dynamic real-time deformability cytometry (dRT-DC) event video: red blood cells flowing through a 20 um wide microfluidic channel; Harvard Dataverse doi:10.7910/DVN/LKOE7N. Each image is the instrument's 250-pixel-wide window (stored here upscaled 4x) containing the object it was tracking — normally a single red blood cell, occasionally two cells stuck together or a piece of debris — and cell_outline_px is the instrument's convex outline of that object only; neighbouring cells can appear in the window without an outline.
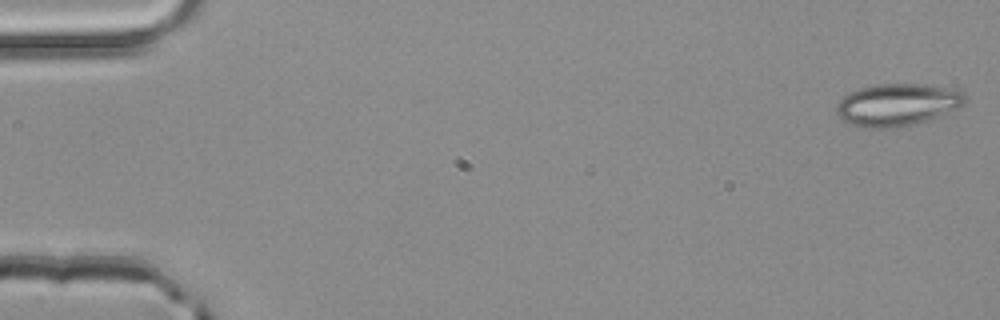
{"species": "common noctule bat (a hibernating species)", "species_latin": "Nyctalus noctula", "temperature_condition": "room temperature", "stored_images_in_passage": 28, "camera_frame_rate_fps": 3000, "um_per_image_px": 0.085, "animal": {"sex": "male", "body_mass_g": 20.4}, "frame": {"image": 1, "passage_image": 1, "time_ms": 0.0, "image_size_px": [1000, 320], "cell_outline_px": [[964, 104], [956, 108], [928, 120], [900, 128], [864, 128], [848, 124], [840, 120], [836, 112], [836, 108], [840, 100], [848, 92], [872, 84], [924, 84], [944, 88], [960, 92], [964, 96]], "centroid_in_image_um": [76.17, 8.92], "position_along_channel_um": 8.8, "area_um2": 31.62}}
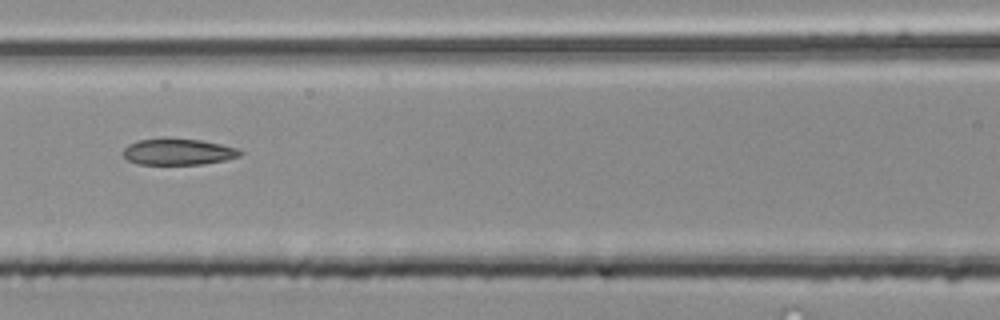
{"frame": {"image": 2, "passage_image": 23, "time_ms": 7.333, "image_size_px": [1000, 320], "cell_outline_px": [[244, 152], [240, 156], [224, 160], [200, 164], [136, 164], [128, 160], [124, 156], [124, 148], [128, 144], [140, 140], [164, 136], [168, 136], [200, 140], [240, 148]], "centroid_in_image_um": [15.14, 12.87], "position_along_channel_um": 151.5, "area_um2": 18.32}}
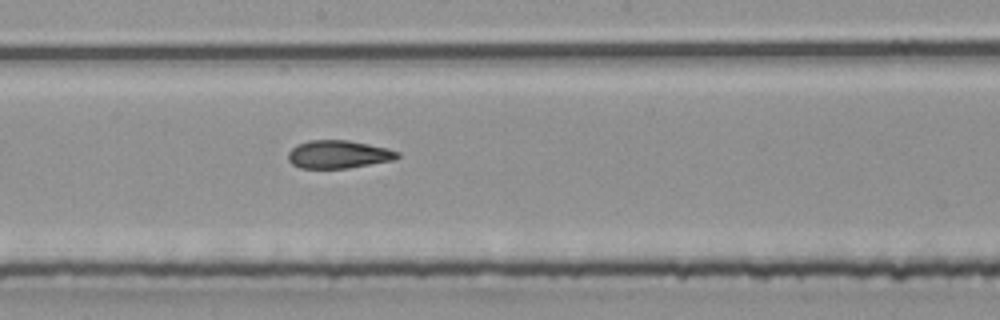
{"frame": {"image": 3, "passage_image": 28, "time_ms": 9.0, "image_size_px": [1000, 320], "cell_outline_px": [[400, 156], [396, 160], [348, 168], [300, 168], [292, 164], [288, 160], [288, 152], [296, 144], [308, 140], [348, 140], [388, 148], [400, 152]], "centroid_in_image_um": [28.78, 13.12], "position_along_channel_um": 219.4, "area_um2": 18.03}}